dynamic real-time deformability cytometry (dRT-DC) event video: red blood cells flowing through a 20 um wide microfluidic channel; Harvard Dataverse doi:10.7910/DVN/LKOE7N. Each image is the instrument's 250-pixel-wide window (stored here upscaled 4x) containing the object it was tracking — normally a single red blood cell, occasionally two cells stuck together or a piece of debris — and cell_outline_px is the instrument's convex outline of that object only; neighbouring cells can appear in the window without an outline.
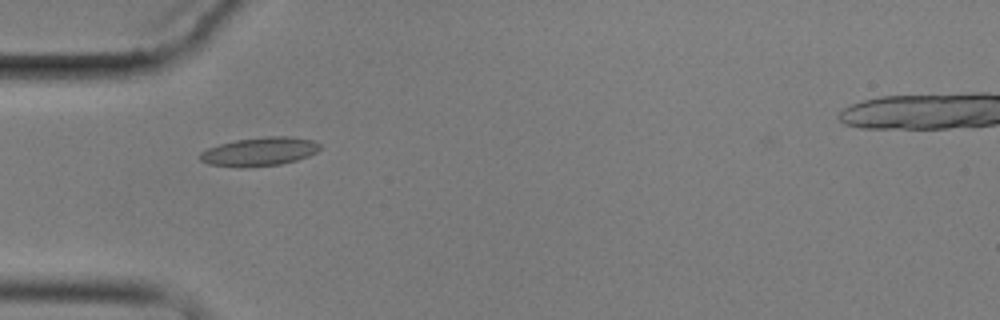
{"species": "common noctule bat (a hibernating species)", "species_latin": "Nyctalus noctula", "temperature_condition": "cold", "stored_images_in_passage": 6, "camera_frame_rate_fps": 3000, "um_per_image_px": 0.085, "animal": {"sex": "male", "body_mass_g": 17.9}, "frame": {"image": 1, "passage_image": 5, "time_ms": 5.0, "image_size_px": [1000, 320], "cell_outline_px": [[320, 148], [316, 152], [308, 156], [296, 160], [280, 164], [252, 168], [236, 168], [208, 164], [200, 160], [200, 152], [208, 148], [220, 144], [236, 140], [268, 136], [288, 136], [312, 140], [320, 144]], "centroid_in_image_um": [22.03, 12.9], "position_along_channel_um": 63.0, "area_um2": 20.17}}
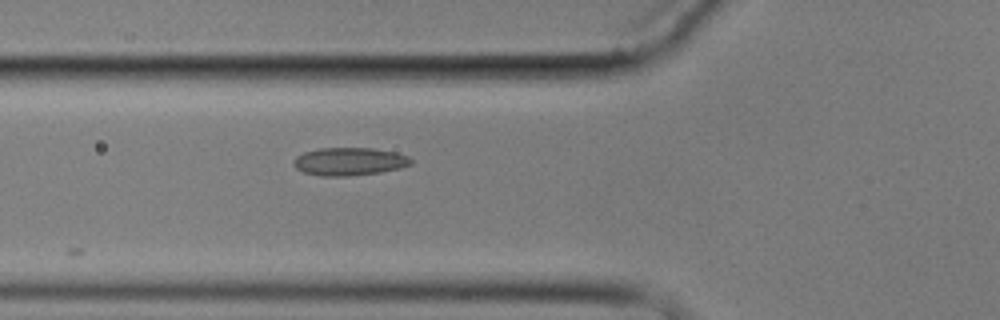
{"frame": {"image": 2, "passage_image": 6, "time_ms": 6.0, "image_size_px": [1000, 320], "cell_outline_px": [[412, 164], [400, 168], [380, 172], [348, 176], [320, 176], [304, 172], [296, 168], [292, 164], [292, 160], [296, 156], [304, 152], [320, 148], [372, 148], [396, 152], [408, 156], [412, 160]], "centroid_in_image_um": [29.68, 13.72], "position_along_channel_um": 96.1, "area_um2": 19.19}}